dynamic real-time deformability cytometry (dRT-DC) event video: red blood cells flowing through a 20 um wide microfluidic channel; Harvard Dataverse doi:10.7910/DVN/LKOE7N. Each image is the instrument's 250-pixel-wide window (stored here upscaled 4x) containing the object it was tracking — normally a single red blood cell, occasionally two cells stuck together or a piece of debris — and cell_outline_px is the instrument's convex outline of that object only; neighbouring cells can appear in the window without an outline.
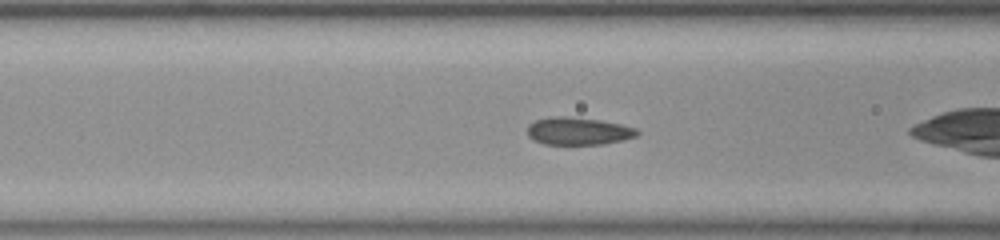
{"species": "common noctule bat (a hibernating species)", "species_latin": "Nyctalus noctula", "temperature_condition": "room temperature", "stored_images_in_passage": 34, "camera_frame_rate_fps": 3000, "um_per_image_px": 0.085, "animal": {"sex": "female", "body_mass_g": 23.0, "forearm_length_mm": 53.4}, "frame": {"image": 1, "passage_image": 8, "time_ms": 2.333, "image_size_px": [1000, 240], "cell_outline_px": [[640, 132], [636, 136], [620, 140], [600, 144], [544, 144], [528, 136], [528, 124], [536, 120], [552, 116], [564, 116], [600, 120], [620, 124], [636, 128]], "centroid_in_image_um": [49.14, 11.13], "position_along_channel_um": 117.5, "area_um2": 17.4}}
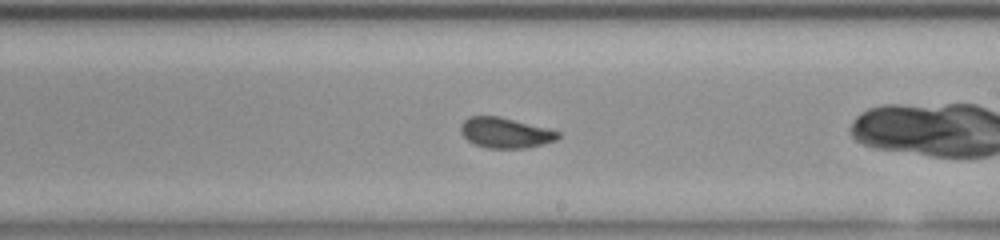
{"frame": {"image": 2, "passage_image": 18, "time_ms": 5.667, "image_size_px": [1000, 240], "cell_outline_px": [[560, 136], [556, 140], [524, 148], [488, 148], [476, 144], [468, 140], [460, 132], [460, 124], [468, 116], [500, 116], [560, 132]], "centroid_in_image_um": [42.91, 11.27], "position_along_channel_um": 246.1, "area_um2": 16.99}}
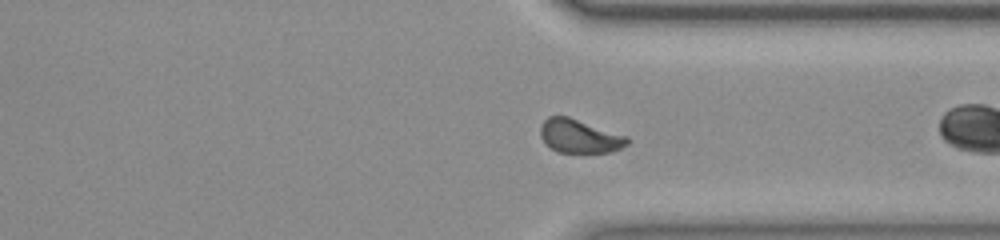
{"frame": {"image": 3, "passage_image": 27, "time_ms": 8.667, "image_size_px": [1000, 240], "cell_outline_px": [[628, 144], [620, 148], [608, 152], [560, 152], [552, 148], [540, 136], [540, 124], [548, 116], [568, 116], [628, 136]], "centroid_in_image_um": [49.25, 11.55], "position_along_channel_um": 362.1, "area_um2": 16.82}}